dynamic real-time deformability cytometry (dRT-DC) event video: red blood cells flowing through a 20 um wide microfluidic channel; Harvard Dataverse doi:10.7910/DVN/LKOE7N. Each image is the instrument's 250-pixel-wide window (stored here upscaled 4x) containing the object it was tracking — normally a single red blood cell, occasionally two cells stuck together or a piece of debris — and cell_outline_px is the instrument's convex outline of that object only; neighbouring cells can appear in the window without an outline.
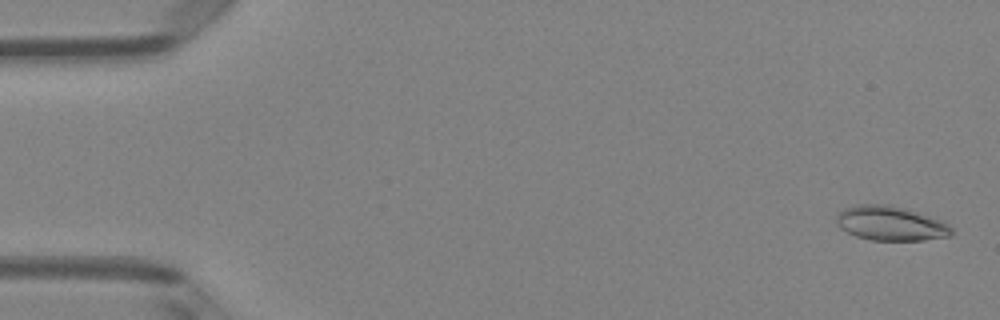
{"species": "Egyptian fruit bat (a non-hibernating species)", "species_latin": "Rousettus aegyptiacus", "temperature_condition": "room temperature", "stored_images_in_passage": 51, "camera_frame_rate_fps": 3000, "um_per_image_px": 0.085, "animal": {"sex": "female"}, "frame": {"image": 1, "passage_image": 2, "time_ms": 0.333, "image_size_px": [1000, 320], "cell_outline_px": [[952, 236], [924, 240], [872, 240], [856, 236], [840, 228], [836, 224], [836, 212], [844, 208], [856, 204], [888, 204], [908, 208], [944, 220], [952, 228]], "centroid_in_image_um": [75.72, 18.97], "position_along_channel_um": 9.3, "area_um2": 23.64}}
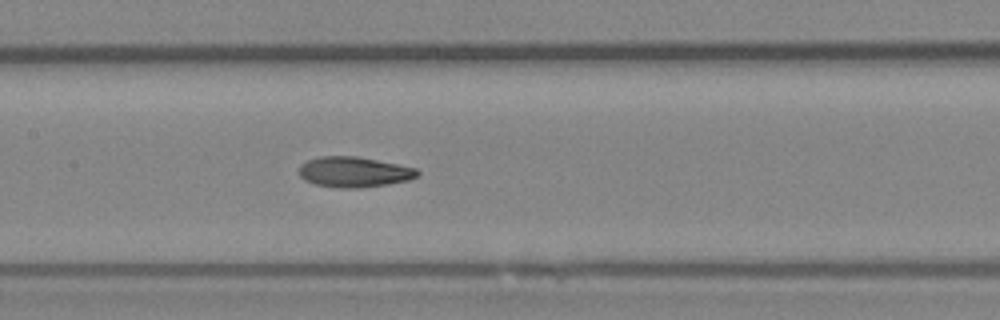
{"frame": {"image": 2, "passage_image": 25, "time_ms": 8.0, "image_size_px": [1000, 320], "cell_outline_px": [[420, 172], [416, 176], [408, 180], [388, 184], [356, 188], [340, 188], [316, 184], [304, 180], [300, 176], [300, 164], [308, 160], [320, 156], [356, 156], [416, 168]], "centroid_in_image_um": [30.07, 14.62], "position_along_channel_um": 177.3, "area_um2": 20.75}}
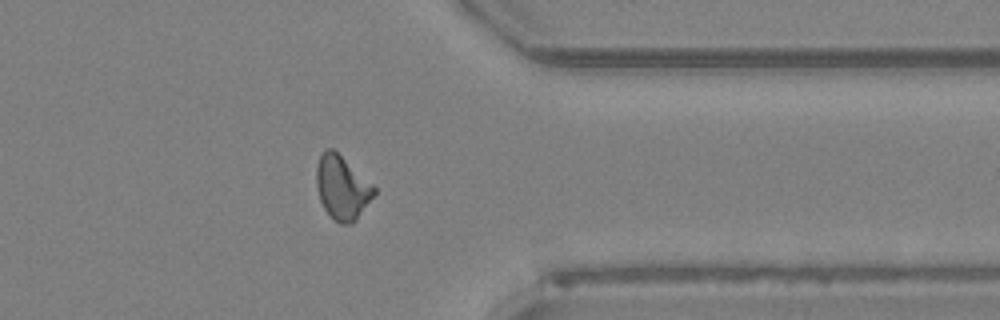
{"frame": {"image": 3, "passage_image": 41, "time_ms": 13.333, "image_size_px": [1000, 320], "cell_outline_px": [[376, 192], [356, 220], [352, 224], [340, 224], [332, 220], [324, 208], [320, 200], [316, 188], [316, 168], [320, 156], [324, 148], [332, 148], [372, 184], [376, 188]], "centroid_in_image_um": [29.05, 15.97], "position_along_channel_um": 382.4, "area_um2": 21.33}, "authors_computed_cell_mechanics": {"area_um2": 20.9236, "velocity_mm_per_s": 4.0018, "shape_relaxation_time_tau1_ms": 5.0336, "shape_relaxation_time_tau2_ms": 2.9813, "deformation_change_tau1": 0.156, "deformation_change_tau2": 0.0938}}